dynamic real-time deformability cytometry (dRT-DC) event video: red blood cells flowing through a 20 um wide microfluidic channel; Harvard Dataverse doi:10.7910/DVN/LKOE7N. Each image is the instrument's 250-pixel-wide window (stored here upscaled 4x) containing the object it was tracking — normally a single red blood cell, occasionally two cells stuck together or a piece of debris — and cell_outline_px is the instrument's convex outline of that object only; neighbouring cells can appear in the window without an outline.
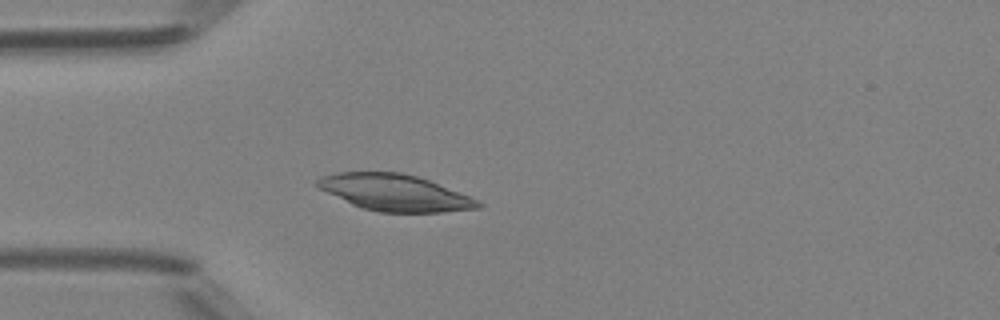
{"species": "Egyptian fruit bat (a non-hibernating species)", "species_latin": "Rousettus aegyptiacus", "temperature_condition": "room temperature", "stored_images_in_passage": 36, "camera_frame_rate_fps": 3000, "um_per_image_px": 0.085, "animal": {"sex": "female"}, "frame": {"image": 1, "passage_image": 1, "time_ms": 0.0, "image_size_px": [1000, 320], "cell_outline_px": [[484, 204], [480, 208], [444, 212], [380, 212], [360, 208], [320, 188], [316, 184], [316, 180], [320, 176], [336, 172], [400, 172], [416, 176], [428, 180], [468, 196]], "centroid_in_image_um": [33.54, 16.37], "position_along_channel_um": 51.5, "area_um2": 33.76}}
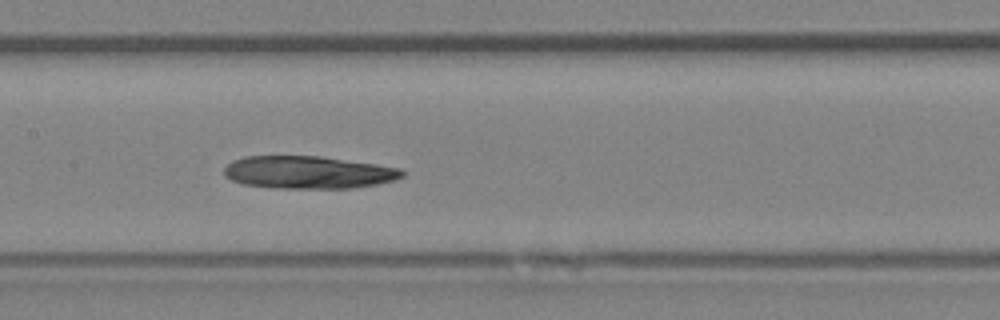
{"frame": {"image": 2, "passage_image": 11, "time_ms": 3.333, "image_size_px": [1000, 320], "cell_outline_px": [[404, 176], [396, 180], [376, 184], [352, 188], [272, 188], [244, 184], [232, 180], [224, 176], [224, 168], [232, 160], [244, 156], [320, 156], [404, 168]], "centroid_in_image_um": [26.22, 14.65], "position_along_channel_um": 181.2, "area_um2": 34.04}}
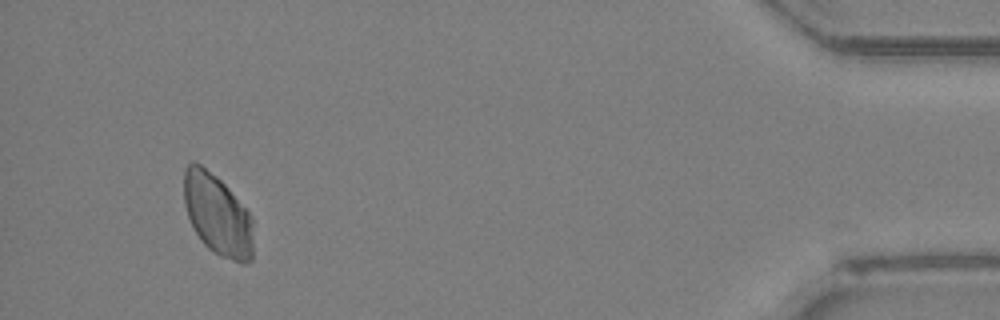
{"frame": {"image": 3, "passage_image": 33, "time_ms": 10.667, "image_size_px": [1000, 320], "cell_outline_px": [[252, 260], [244, 264], [240, 264], [220, 256], [208, 248], [200, 240], [188, 216], [184, 204], [184, 168], [192, 160], [196, 160], [216, 176], [228, 188], [252, 216]], "centroid_in_image_um": [18.47, 18.25], "position_along_channel_um": 416.7, "area_um2": 32.95}}